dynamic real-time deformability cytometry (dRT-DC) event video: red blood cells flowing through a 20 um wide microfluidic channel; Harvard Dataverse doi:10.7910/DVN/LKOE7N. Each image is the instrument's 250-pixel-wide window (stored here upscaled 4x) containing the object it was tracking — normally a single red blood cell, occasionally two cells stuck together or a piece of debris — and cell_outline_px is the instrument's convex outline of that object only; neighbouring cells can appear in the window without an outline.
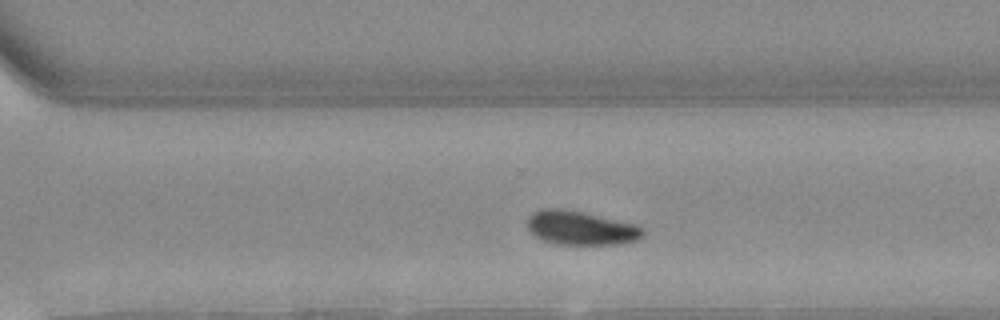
{"species": "Egyptian fruit bat (a non-hibernating species)", "species_latin": "Rousettus aegyptiacus", "temperature_condition": "warm", "stored_images_in_passage": 28, "camera_frame_rate_fps": 3000, "um_per_image_px": 0.085, "animal": {"sex": "female"}, "frame": {"image": 1, "passage_image": 20, "time_ms": 6.333, "image_size_px": [1000, 320], "cell_outline_px": [[644, 236], [640, 240], [624, 244], [556, 244], [544, 240], [536, 236], [528, 228], [528, 216], [532, 212], [540, 208], [560, 208], [580, 212], [636, 224], [644, 228]], "centroid_in_image_um": [49.4, 19.38], "position_along_channel_um": 321.2, "area_um2": 22.89}, "authors_computed_cell_mechanics": {"area_um2": 23.9292, "velocity_mm_per_s": 4.0067, "shape_relaxation_time_tau1_ms": 4.3684, "shape_relaxation_time_tau2_ms": 1.707, "deformation_change_tau1": 0.1644, "deformation_change_tau2": 0.0491}}